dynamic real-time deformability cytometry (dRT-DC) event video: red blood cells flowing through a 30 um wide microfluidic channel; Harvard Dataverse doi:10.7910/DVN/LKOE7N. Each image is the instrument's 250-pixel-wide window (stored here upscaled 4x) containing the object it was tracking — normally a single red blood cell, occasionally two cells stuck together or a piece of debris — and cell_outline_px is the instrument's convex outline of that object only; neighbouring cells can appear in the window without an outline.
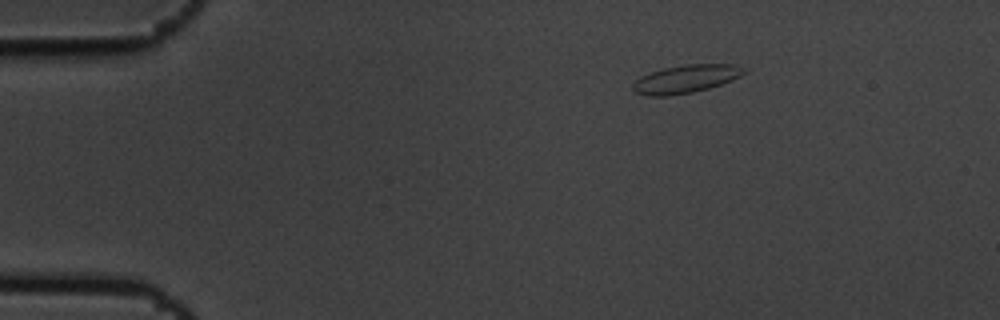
{"species": "common noctule bat (a hibernating species)", "species_latin": "Nyctalus noctula", "temperature_condition": "cold", "stored_images_in_passage": 3, "camera_frame_rate_fps": 3000, "um_per_image_px": 0.085, "animal": {"sex": "male", "body_mass_g": 19.5, "forearm_length_mm": 54.6}, "frame": {"image": 1, "passage_image": 1, "time_ms": 0.0, "image_size_px": [1000, 320], "cell_outline_px": [[748, 72], [732, 80], [708, 88], [692, 92], [668, 96], [648, 96], [636, 92], [632, 88], [632, 84], [640, 76], [664, 68], [688, 64], [736, 64], [744, 68]], "centroid_in_image_um": [58.31, 6.7], "position_along_channel_um": 26.7, "area_um2": 18.09}}